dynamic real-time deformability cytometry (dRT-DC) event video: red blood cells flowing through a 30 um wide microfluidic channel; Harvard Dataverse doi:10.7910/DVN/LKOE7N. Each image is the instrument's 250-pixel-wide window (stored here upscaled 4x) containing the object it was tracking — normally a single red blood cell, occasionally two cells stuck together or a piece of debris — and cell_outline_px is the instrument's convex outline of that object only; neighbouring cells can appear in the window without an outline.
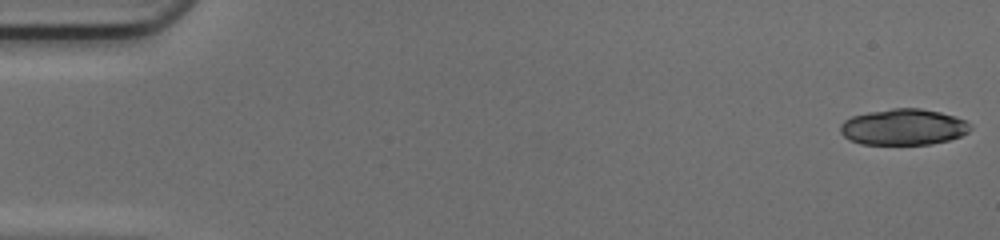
{"species": "common noctule bat (a hibernating species)", "species_latin": "Nyctalus noctula", "temperature_condition": "cold", "stored_images_in_passage": 49, "camera_frame_rate_fps": 3000, "um_per_image_px": 0.085, "animal": {"sex": "female", "body_mass_g": 17.0, "forearm_length_mm": 48.0}, "frame": {"image": 1, "passage_image": 1, "time_ms": 0.0, "image_size_px": [1000, 240], "cell_outline_px": [[972, 128], [968, 132], [960, 136], [948, 140], [932, 144], [860, 144], [844, 136], [840, 132], [840, 124], [844, 120], [852, 116], [868, 112], [892, 108], [920, 108], [940, 112], [956, 116], [972, 124]], "centroid_in_image_um": [76.81, 10.79], "position_along_channel_um": 8.2, "area_um2": 27.46}}
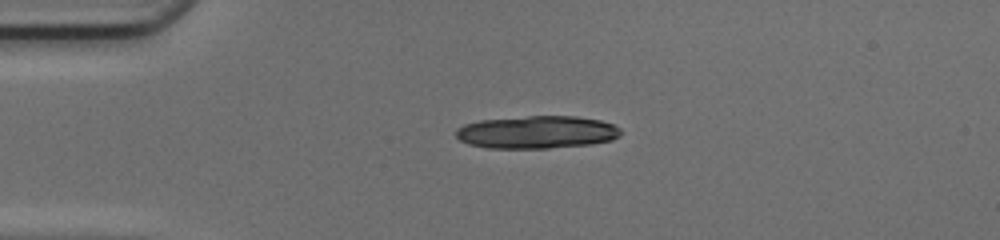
{"frame": {"image": 2, "passage_image": 12, "time_ms": 3.667, "image_size_px": [1000, 240], "cell_outline_px": [[624, 132], [620, 136], [612, 140], [592, 144], [548, 148], [488, 148], [468, 144], [460, 140], [456, 136], [456, 128], [464, 124], [480, 120], [528, 116], [576, 116], [600, 120], [612, 124], [620, 128]], "centroid_in_image_um": [45.65, 11.23], "position_along_channel_um": 39.3, "area_um2": 31.62}}
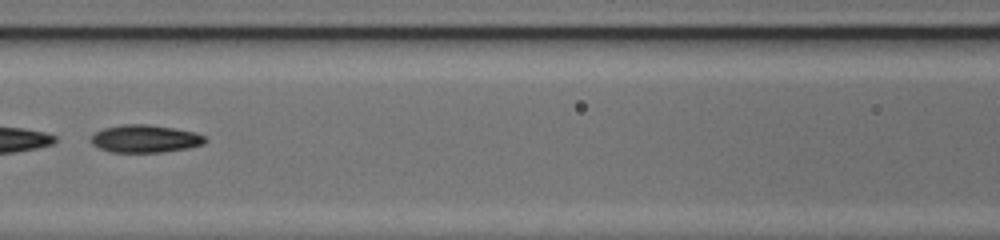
{"frame": {"image": 3, "passage_image": 23, "time_ms": 7.333, "image_size_px": [1000, 240], "cell_outline_px": [[208, 140], [204, 144], [188, 148], [164, 152], [108, 152], [92, 144], [88, 140], [96, 132], [104, 128], [124, 124], [148, 124], [196, 132], [204, 136]], "centroid_in_image_um": [12.34, 11.8], "position_along_channel_um": 154.3, "area_um2": 18.5}, "authors_computed_cell_mechanics": {"area_um2": 27.455, "velocity_mm_per_s": 4.2329, "shape_relaxation_time_tau1_ms": 3.42, "shape_relaxation_time_tau2_ms": null, "deformation_change_tau1": 0.1621, "deformation_change_tau2": null}}